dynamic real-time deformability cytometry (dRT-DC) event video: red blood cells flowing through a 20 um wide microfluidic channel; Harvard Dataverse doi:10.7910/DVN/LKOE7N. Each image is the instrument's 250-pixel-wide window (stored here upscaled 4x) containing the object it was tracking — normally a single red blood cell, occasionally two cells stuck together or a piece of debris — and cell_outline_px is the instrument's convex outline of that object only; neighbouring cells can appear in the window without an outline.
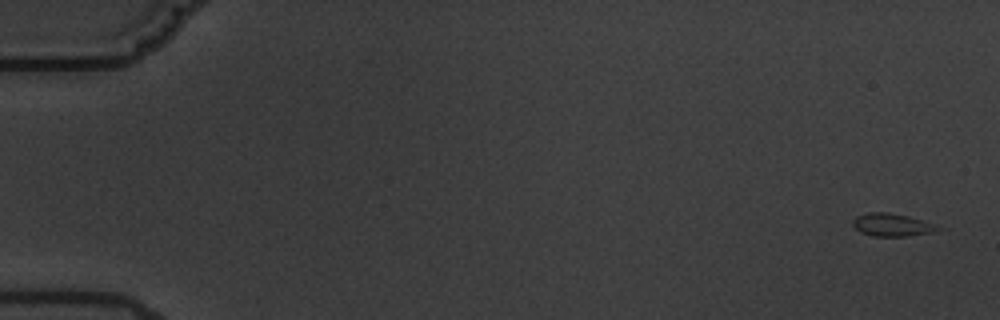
{"species": "common noctule bat (a hibernating species)", "species_latin": "Nyctalus noctula", "temperature_condition": "warm", "stored_images_in_passage": 8, "camera_frame_rate_fps": 3000, "um_per_image_px": 0.085, "animal": {"sex": "male", "body_mass_g": 19.5, "forearm_length_mm": 54.6}, "frame": {"image": 1, "passage_image": 1, "time_ms": 0.0, "image_size_px": [1000, 320], "cell_outline_px": [[948, 228], [932, 232], [908, 236], [872, 236], [860, 232], [852, 224], [852, 220], [856, 216], [868, 212], [888, 212], [908, 216], [936, 224]], "centroid_in_image_um": [75.86, 19.11], "position_along_channel_um": 9.1, "area_um2": 11.5}}